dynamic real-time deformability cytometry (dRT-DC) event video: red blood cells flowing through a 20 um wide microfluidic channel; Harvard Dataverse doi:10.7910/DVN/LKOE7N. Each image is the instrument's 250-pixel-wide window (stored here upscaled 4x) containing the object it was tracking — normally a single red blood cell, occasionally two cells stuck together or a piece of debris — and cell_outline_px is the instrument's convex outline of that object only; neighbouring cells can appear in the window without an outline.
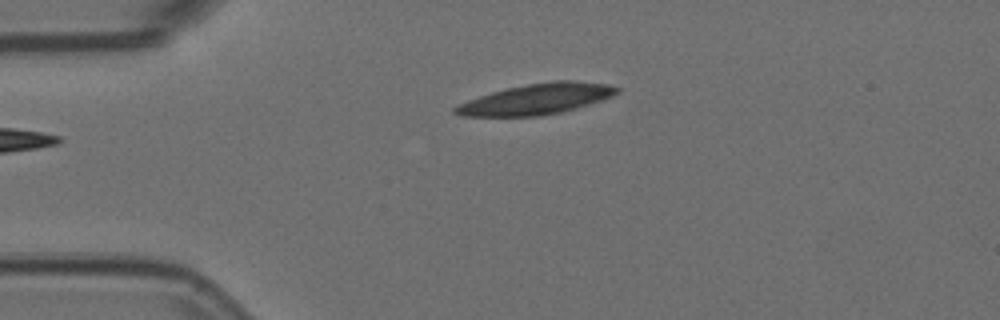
{"species": "Egyptian fruit bat (a non-hibernating species)", "species_latin": "Rousettus aegyptiacus", "temperature_condition": "room temperature", "stored_images_in_passage": 3, "camera_frame_rate_fps": 3000, "um_per_image_px": 0.085, "animal": {"sex": "female"}, "frame": {"image": 1, "passage_image": 3, "time_ms": 0.667, "image_size_px": [1000, 320], "cell_outline_px": [[620, 92], [604, 100], [564, 112], [540, 116], [460, 116], [452, 112], [452, 108], [456, 104], [504, 88], [552, 80], [576, 80], [608, 84], [620, 88]], "centroid_in_image_um": [45.63, 8.42], "position_along_channel_um": 39.4, "area_um2": 29.36}}